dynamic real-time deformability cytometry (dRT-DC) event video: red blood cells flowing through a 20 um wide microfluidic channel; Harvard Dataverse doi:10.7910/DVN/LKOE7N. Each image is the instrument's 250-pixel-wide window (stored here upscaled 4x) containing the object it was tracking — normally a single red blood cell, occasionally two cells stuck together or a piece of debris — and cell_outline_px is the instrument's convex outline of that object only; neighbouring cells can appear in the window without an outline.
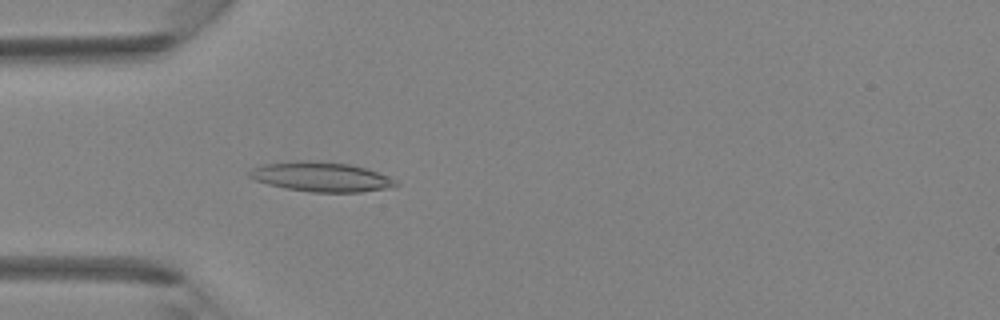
{"species": "Egyptian fruit bat (a non-hibernating species)", "species_latin": "Rousettus aegyptiacus", "temperature_condition": "room temperature", "stored_images_in_passage": 41, "camera_frame_rate_fps": 3000, "um_per_image_px": 0.085, "animal": {"sex": "female"}, "frame": {"image": 1, "passage_image": 12, "time_ms": 3.667, "image_size_px": [1000, 320], "cell_outline_px": [[400, 184], [392, 188], [360, 192], [312, 192], [284, 188], [268, 184], [256, 180], [248, 176], [248, 172], [252, 168], [264, 164], [296, 160], [308, 160], [348, 164], [364, 168], [376, 172], [396, 180]], "centroid_in_image_um": [27.29, 15.03], "position_along_channel_um": 57.7, "area_um2": 25.2}}
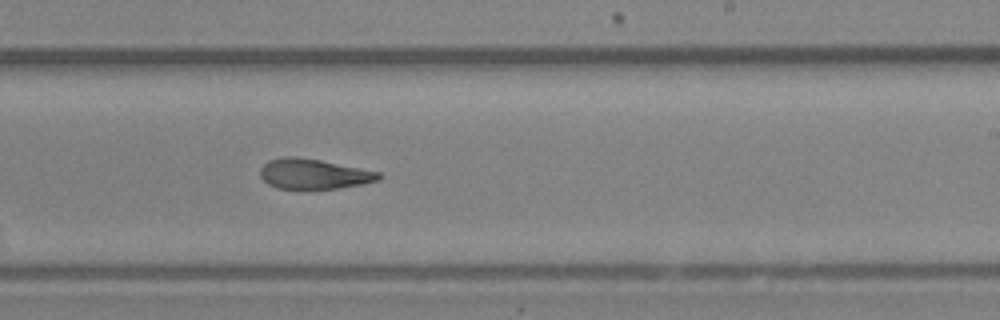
{"frame": {"image": 2, "passage_image": 25, "time_ms": 8.0, "image_size_px": [1000, 320], "cell_outline_px": [[384, 176], [380, 180], [340, 188], [276, 188], [268, 184], [260, 176], [260, 168], [268, 160], [284, 156], [292, 156], [320, 160], [380, 172]], "centroid_in_image_um": [26.66, 14.78], "position_along_channel_um": 262.3, "area_um2": 20.69}}
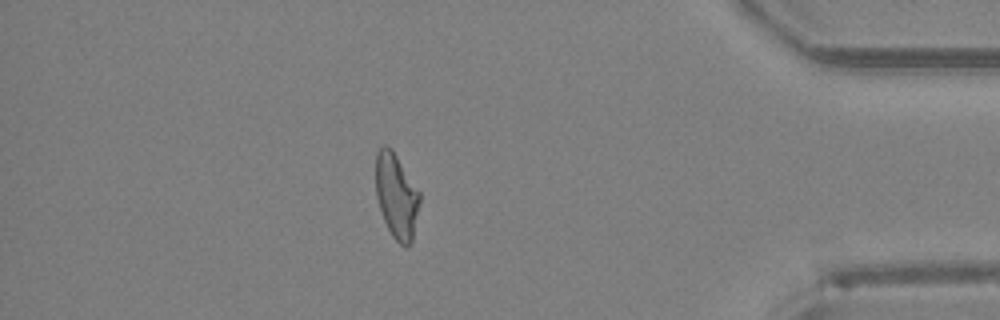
{"frame": {"image": 3, "passage_image": 36, "time_ms": 11.667, "image_size_px": [1000, 320], "cell_outline_px": [[420, 200], [412, 240], [408, 248], [404, 248], [392, 236], [384, 220], [376, 196], [376, 152], [384, 144], [392, 148], [420, 192]], "centroid_in_image_um": [33.7, 16.65], "position_along_channel_um": 401.5, "area_um2": 21.73}}